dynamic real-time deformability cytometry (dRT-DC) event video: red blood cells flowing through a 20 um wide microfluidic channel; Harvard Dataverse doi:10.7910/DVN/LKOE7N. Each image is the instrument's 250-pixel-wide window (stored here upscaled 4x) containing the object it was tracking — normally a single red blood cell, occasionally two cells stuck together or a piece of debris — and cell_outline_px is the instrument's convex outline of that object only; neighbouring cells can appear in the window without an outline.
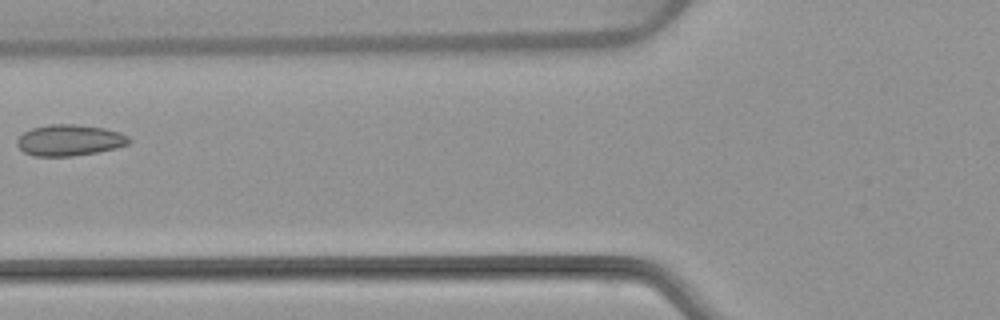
{"species": "common noctule bat (a hibernating species)", "species_latin": "Nyctalus noctula", "temperature_condition": "warm", "stored_images_in_passage": 5, "camera_frame_rate_fps": 3000, "um_per_image_px": 0.085, "animal": {"sex": "female", "body_mass_g": 22.7, "forearm_length_mm": 54.2}, "frame": {"image": 1, "passage_image": 5, "time_ms": 5.0, "image_size_px": [1000, 320], "cell_outline_px": [[132, 140], [128, 144], [116, 148], [96, 152], [72, 156], [32, 156], [24, 152], [16, 144], [16, 140], [24, 132], [32, 128], [52, 124], [76, 124], [104, 128], [120, 132], [128, 136]], "centroid_in_image_um": [5.91, 11.92], "position_along_channel_um": 119.9, "area_um2": 20.35}}